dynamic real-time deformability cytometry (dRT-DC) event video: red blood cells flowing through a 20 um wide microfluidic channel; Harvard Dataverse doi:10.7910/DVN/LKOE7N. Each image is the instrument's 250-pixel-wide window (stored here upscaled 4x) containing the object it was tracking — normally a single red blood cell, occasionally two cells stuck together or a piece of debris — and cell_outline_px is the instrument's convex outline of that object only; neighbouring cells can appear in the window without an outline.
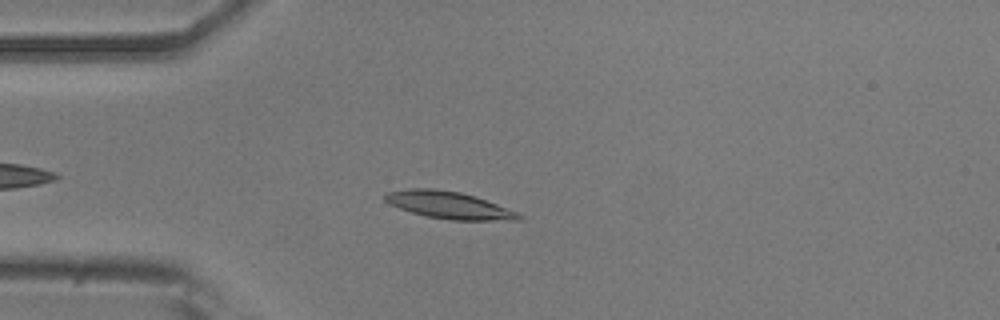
{"species": "common noctule bat (a hibernating species)", "species_latin": "Nyctalus noctula", "temperature_condition": "room temperature", "stored_images_in_passage": 38, "camera_frame_rate_fps": 3000, "um_per_image_px": 0.085, "animal": {"sex": "male", "body_mass_g": 20.5, "forearm_length_mm": 52.5}, "frame": {"image": 1, "passage_image": 7, "time_ms": 2.0, "image_size_px": [1000, 320], "cell_outline_px": [[524, 216], [520, 220], [452, 220], [428, 216], [412, 212], [388, 204], [384, 200], [384, 196], [388, 192], [412, 188], [432, 188], [460, 192], [476, 196], [520, 212]], "centroid_in_image_um": [38.21, 17.43], "position_along_channel_um": 46.8, "area_um2": 21.21}}
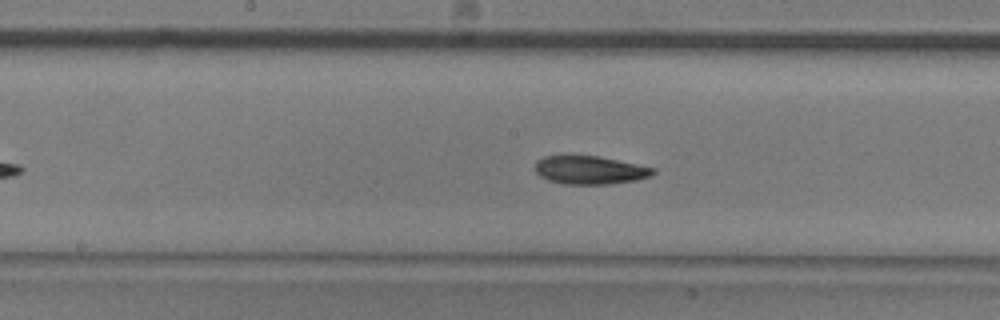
{"frame": {"image": 2, "passage_image": 20, "time_ms": 6.333, "image_size_px": [1000, 320], "cell_outline_px": [[656, 172], [648, 176], [636, 180], [608, 184], [564, 184], [548, 180], [540, 176], [536, 172], [536, 160], [544, 156], [600, 156], [656, 168]], "centroid_in_image_um": [50.14, 14.45], "position_along_channel_um": 198.1, "area_um2": 19.36}}
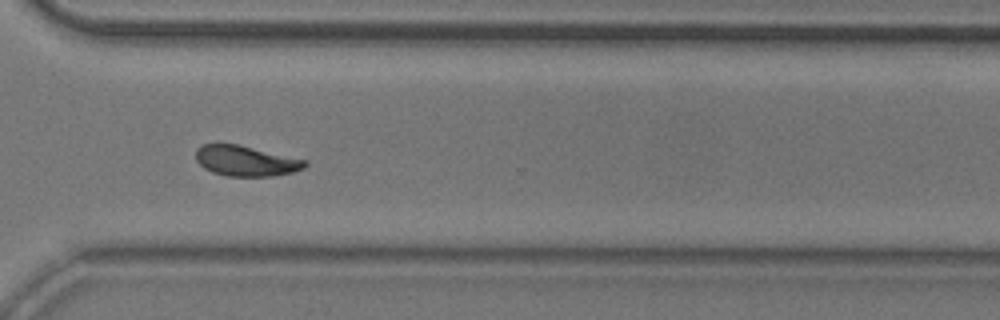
{"frame": {"image": 3, "passage_image": 32, "time_ms": 10.333, "image_size_px": [1000, 320], "cell_outline_px": [[308, 164], [304, 168], [292, 172], [272, 176], [228, 176], [212, 172], [204, 168], [196, 160], [196, 148], [200, 144], [216, 140], [236, 144], [308, 160]], "centroid_in_image_um": [20.83, 13.63], "position_along_channel_um": 349.8, "area_um2": 19.83}, "authors_computed_cell_mechanics": {"area_um2": 20.0566, "velocity_mm_per_s": 3.8047, "shape_relaxation_time_tau1_ms": 3.9468, "shape_relaxation_time_tau2_ms": 3.1862, "deformation_change_tau1": 0.1404, "deformation_change_tau2": 0.093}}